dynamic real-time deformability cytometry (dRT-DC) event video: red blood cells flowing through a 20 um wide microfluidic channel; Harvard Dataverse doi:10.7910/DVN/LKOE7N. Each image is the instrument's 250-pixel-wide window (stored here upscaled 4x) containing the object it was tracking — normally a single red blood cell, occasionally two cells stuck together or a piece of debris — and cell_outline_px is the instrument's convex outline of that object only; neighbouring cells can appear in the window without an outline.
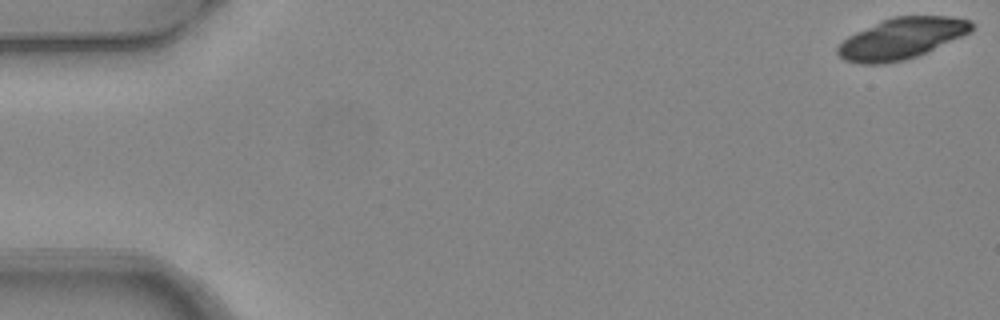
{"species": "common noctule bat (a hibernating species)", "species_latin": "Nyctalus noctula", "temperature_condition": "warm", "stored_images_in_passage": 6, "camera_frame_rate_fps": 3000, "um_per_image_px": 0.085, "animal": {"sex": "female", "body_mass_g": 24.6, "forearm_length_mm": 56.2}, "frame": {"image": 1, "passage_image": 1, "time_ms": 0.0, "image_size_px": [1000, 320], "cell_outline_px": [[976, 24], [972, 32], [916, 56], [904, 60], [884, 64], [860, 64], [844, 60], [836, 52], [836, 48], [848, 36], [880, 20], [892, 16], [952, 16], [972, 20]], "centroid_in_image_um": [76.66, 3.25], "position_along_channel_um": 8.3, "area_um2": 32.25}}